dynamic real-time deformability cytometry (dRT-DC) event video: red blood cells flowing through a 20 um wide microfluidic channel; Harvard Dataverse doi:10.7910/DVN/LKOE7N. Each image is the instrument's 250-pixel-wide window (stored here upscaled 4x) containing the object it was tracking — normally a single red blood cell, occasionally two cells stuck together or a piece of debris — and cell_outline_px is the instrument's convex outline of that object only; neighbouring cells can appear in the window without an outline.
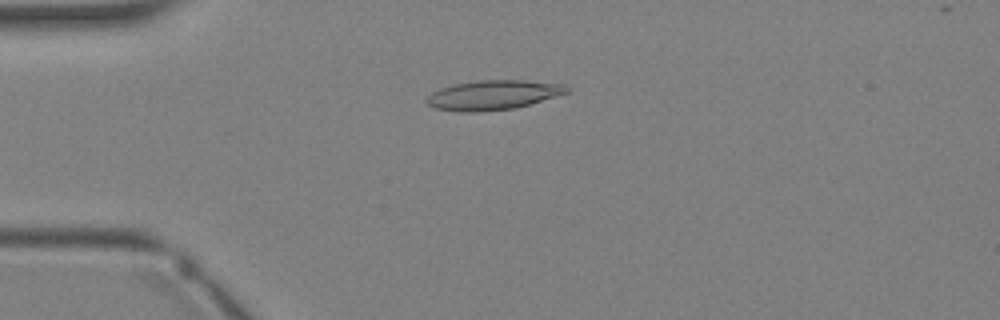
{"species": "Egyptian fruit bat (a non-hibernating species)", "species_latin": "Rousettus aegyptiacus", "temperature_condition": "warm", "stored_images_in_passage": 3, "camera_frame_rate_fps": 3000, "um_per_image_px": 0.085, "animal": {"sex": "female"}, "frame": {"image": 1, "passage_image": 3, "time_ms": 2.333, "image_size_px": [1000, 320], "cell_outline_px": [[572, 88], [568, 92], [556, 96], [516, 108], [476, 112], [460, 112], [432, 108], [424, 100], [432, 92], [440, 88], [456, 84], [476, 80], [524, 80], [564, 84]], "centroid_in_image_um": [41.9, 8.08], "position_along_channel_um": 43.1, "area_um2": 24.28}}